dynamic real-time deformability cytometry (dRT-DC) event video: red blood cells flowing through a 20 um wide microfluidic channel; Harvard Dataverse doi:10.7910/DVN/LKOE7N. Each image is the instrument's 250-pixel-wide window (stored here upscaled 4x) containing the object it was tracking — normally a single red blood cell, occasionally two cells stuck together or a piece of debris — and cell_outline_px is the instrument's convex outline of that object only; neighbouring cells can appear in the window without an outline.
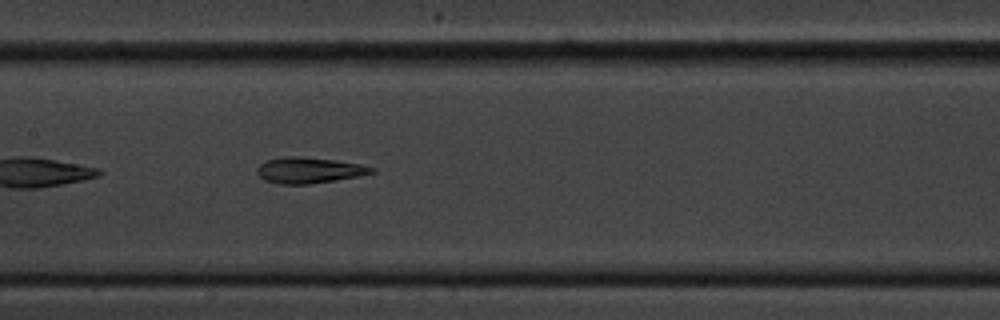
{"species": "common noctule bat (a hibernating species)", "species_latin": "Nyctalus noctula", "temperature_condition": "cold", "stored_images_in_passage": 20, "camera_frame_rate_fps": 3000, "um_per_image_px": 0.085, "animal": {"sex": "male", "body_mass_g": 20.1, "forearm_length_mm": 53.5}, "frame": {"image": 1, "passage_image": 12, "time_ms": 3.667, "image_size_px": [1000, 320], "cell_outline_px": [[376, 172], [336, 180], [308, 184], [280, 184], [264, 180], [256, 172], [256, 168], [264, 160], [284, 156], [296, 156], [336, 160], [360, 164], [372, 168]], "centroid_in_image_um": [26.2, 14.46], "position_along_channel_um": 181.2, "area_um2": 17.22}}